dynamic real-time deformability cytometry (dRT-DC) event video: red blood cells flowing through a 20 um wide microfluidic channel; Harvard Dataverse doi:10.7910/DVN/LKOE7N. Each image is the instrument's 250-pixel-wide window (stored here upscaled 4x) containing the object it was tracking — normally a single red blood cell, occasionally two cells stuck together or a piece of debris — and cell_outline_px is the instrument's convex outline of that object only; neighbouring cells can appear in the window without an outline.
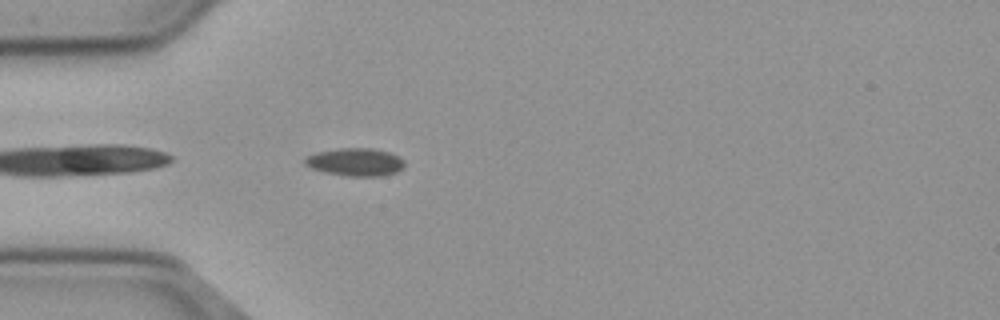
{"species": "common noctule bat (a hibernating species)", "species_latin": "Nyctalus noctula", "temperature_condition": "cold", "stored_images_in_passage": 6, "camera_frame_rate_fps": 3000, "um_per_image_px": 0.085, "animal": {"sex": "male", "body_mass_g": 23.1, "forearm_length_mm": 52.7}, "frame": {"image": 1, "passage_image": 2, "time_ms": 0.333, "image_size_px": [1000, 320], "cell_outline_px": [[404, 164], [396, 172], [380, 176], [348, 176], [324, 172], [312, 168], [304, 164], [304, 160], [308, 156], [316, 152], [340, 148], [372, 148], [388, 152], [400, 156], [404, 160]], "centroid_in_image_um": [30.2, 13.77], "position_along_channel_um": 54.8, "area_um2": 16.07}}